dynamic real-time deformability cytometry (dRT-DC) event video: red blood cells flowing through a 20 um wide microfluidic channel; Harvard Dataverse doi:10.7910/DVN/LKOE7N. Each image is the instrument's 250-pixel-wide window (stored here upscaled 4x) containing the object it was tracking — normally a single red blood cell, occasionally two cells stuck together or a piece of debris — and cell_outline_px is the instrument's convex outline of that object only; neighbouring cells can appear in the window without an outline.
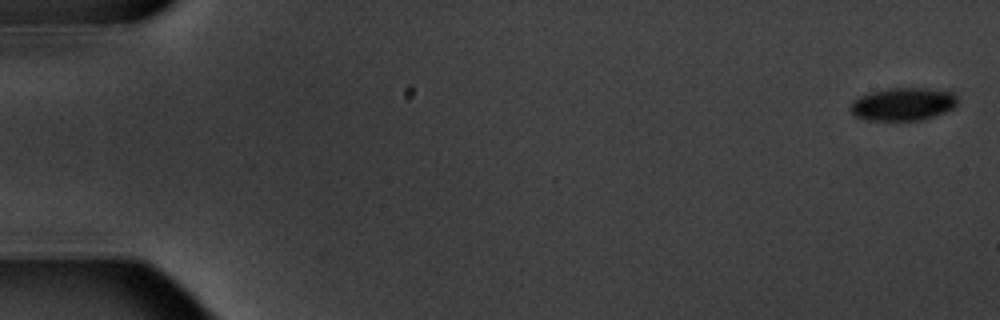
{"species": "common noctule bat (a hibernating species)", "species_latin": "Nyctalus noctula", "temperature_condition": "warm", "stored_images_in_passage": 5, "camera_frame_rate_fps": 3000, "um_per_image_px": 0.085, "animal": {"sex": "male", "body_mass_g": 20.1, "forearm_length_mm": 53.5}, "frame": {"image": 1, "passage_image": 1, "time_ms": 0.0, "image_size_px": [1000, 320], "cell_outline_px": [[956, 104], [952, 108], [944, 112], [920, 120], [868, 120], [856, 116], [848, 108], [852, 100], [868, 92], [884, 88], [924, 88], [952, 92], [956, 96]], "centroid_in_image_um": [76.69, 8.84], "position_along_channel_um": 8.3, "area_um2": 20.46}}
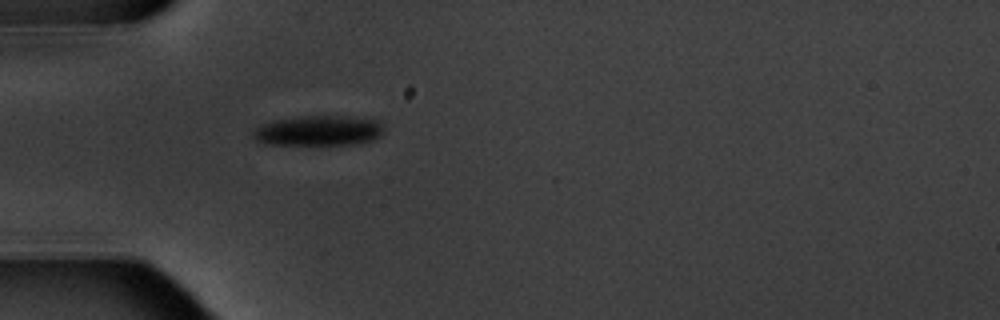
{"frame": {"image": 2, "passage_image": 5, "time_ms": 5.667, "image_size_px": [1000, 320], "cell_outline_px": [[384, 132], [380, 136], [372, 140], [360, 144], [264, 144], [256, 140], [252, 136], [252, 132], [260, 124], [272, 120], [300, 116], [344, 116], [376, 120], [380, 124]], "centroid_in_image_um": [27.04, 11.1], "position_along_channel_um": 58.0, "area_um2": 23.0}}